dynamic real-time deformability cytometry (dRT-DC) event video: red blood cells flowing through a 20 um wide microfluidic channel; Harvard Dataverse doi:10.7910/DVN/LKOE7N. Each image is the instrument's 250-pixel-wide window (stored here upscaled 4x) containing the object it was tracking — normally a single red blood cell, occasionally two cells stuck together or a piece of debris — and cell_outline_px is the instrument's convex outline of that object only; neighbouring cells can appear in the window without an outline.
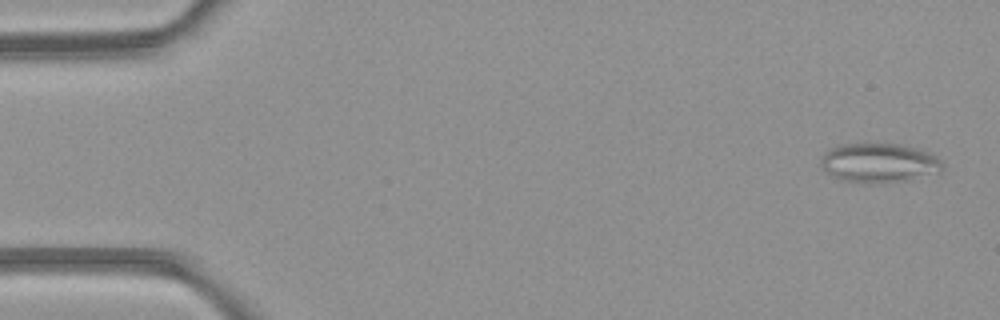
{"species": "common noctule bat (a hibernating species)", "species_latin": "Nyctalus noctula", "temperature_condition": "room temperature", "stored_images_in_passage": 4, "camera_frame_rate_fps": 3000, "um_per_image_px": 0.085, "animal": {"sex": "female", "body_mass_g": 21.9}, "frame": {"image": 1, "passage_image": 1, "time_ms": 0.0, "image_size_px": [1000, 320], "cell_outline_px": [[944, 168], [940, 172], [912, 180], [880, 184], [864, 184], [840, 180], [832, 176], [820, 164], [820, 160], [832, 148], [840, 144], [900, 144], [916, 148], [928, 152], [936, 156], [940, 160]], "centroid_in_image_um": [74.76, 13.88], "position_along_channel_um": 10.2, "area_um2": 28.15}}